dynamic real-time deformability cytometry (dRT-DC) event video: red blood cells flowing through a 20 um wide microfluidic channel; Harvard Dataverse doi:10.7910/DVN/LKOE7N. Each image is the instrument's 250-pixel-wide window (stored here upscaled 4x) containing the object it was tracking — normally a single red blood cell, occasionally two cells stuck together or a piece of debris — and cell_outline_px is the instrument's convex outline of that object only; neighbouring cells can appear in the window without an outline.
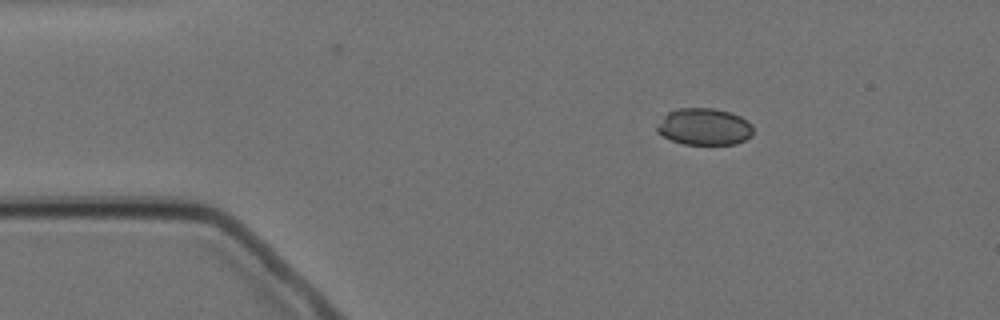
{"species": "Egyptian fruit bat (a non-hibernating species)", "species_latin": "Rousettus aegyptiacus", "temperature_condition": "cold", "stored_images_in_passage": 4, "camera_frame_rate_fps": 3000, "um_per_image_px": 0.085, "animal": {"sex": "female"}, "frame": {"image": 1, "passage_image": 1, "time_ms": 0.0, "image_size_px": [1000, 320], "cell_outline_px": [[752, 136], [736, 144], [684, 144], [672, 140], [656, 132], [656, 128], [664, 116], [668, 112], [676, 108], [712, 108], [732, 112], [748, 120], [752, 124]], "centroid_in_image_um": [59.88, 10.76], "position_along_channel_um": 25.1, "area_um2": 20.69}}